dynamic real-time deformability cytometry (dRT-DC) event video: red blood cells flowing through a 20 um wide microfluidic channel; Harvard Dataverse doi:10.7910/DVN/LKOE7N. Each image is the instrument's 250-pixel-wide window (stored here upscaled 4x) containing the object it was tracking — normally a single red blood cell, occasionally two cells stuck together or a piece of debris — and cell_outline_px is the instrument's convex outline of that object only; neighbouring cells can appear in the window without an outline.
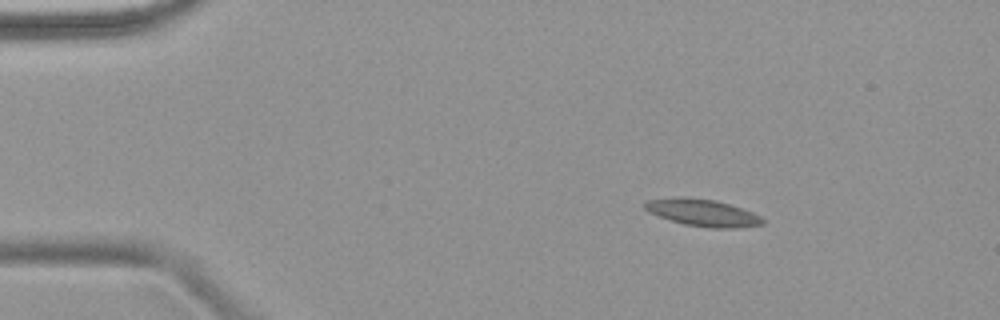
{"species": "common noctule bat (a hibernating species)", "species_latin": "Nyctalus noctula", "temperature_condition": "warm", "stored_images_in_passage": 4, "camera_frame_rate_fps": 3000, "um_per_image_px": 0.085, "animal": {"sex": "female", "body_mass_g": 18.4}, "frame": {"image": 1, "passage_image": 2, "time_ms": 1.333, "image_size_px": [1000, 320], "cell_outline_px": [[764, 224], [736, 228], [712, 228], [684, 224], [648, 212], [644, 208], [644, 200], [716, 200], [752, 212], [760, 216], [764, 220]], "centroid_in_image_um": [59.81, 18.14], "position_along_channel_um": 25.2, "area_um2": 17.46}}